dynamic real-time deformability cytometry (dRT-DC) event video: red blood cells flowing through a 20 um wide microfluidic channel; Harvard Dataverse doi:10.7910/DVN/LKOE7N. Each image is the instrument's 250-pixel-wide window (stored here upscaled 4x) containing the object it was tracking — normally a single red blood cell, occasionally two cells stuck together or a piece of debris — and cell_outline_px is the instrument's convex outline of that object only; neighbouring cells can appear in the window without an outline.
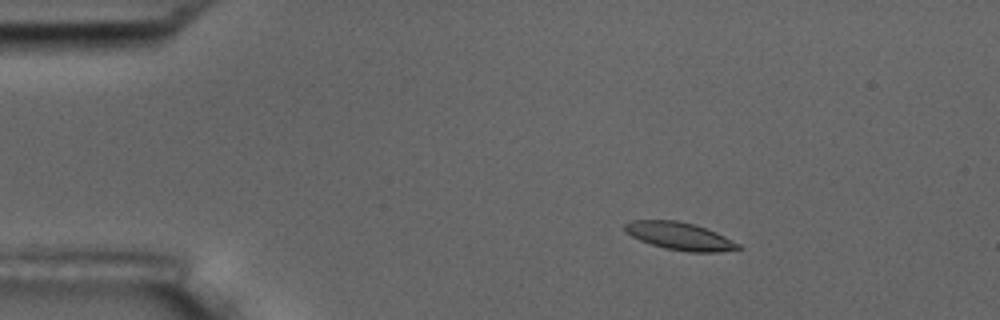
{"species": "common noctule bat (a hibernating species)", "species_latin": "Nyctalus noctula", "temperature_condition": "room temperature", "stored_images_in_passage": 4, "camera_frame_rate_fps": 3000, "um_per_image_px": 0.085, "animal": {"sex": "male", "body_mass_g": 17.5, "forearm_length_mm": 52.3}, "frame": {"image": 1, "passage_image": 2, "time_ms": 1.0, "image_size_px": [1000, 320], "cell_outline_px": [[744, 248], [720, 252], [688, 252], [664, 248], [640, 240], [624, 232], [624, 224], [632, 220], [676, 220], [692, 224], [716, 232], [740, 244]], "centroid_in_image_um": [57.77, 20.08], "position_along_channel_um": 27.2, "area_um2": 18.21}}